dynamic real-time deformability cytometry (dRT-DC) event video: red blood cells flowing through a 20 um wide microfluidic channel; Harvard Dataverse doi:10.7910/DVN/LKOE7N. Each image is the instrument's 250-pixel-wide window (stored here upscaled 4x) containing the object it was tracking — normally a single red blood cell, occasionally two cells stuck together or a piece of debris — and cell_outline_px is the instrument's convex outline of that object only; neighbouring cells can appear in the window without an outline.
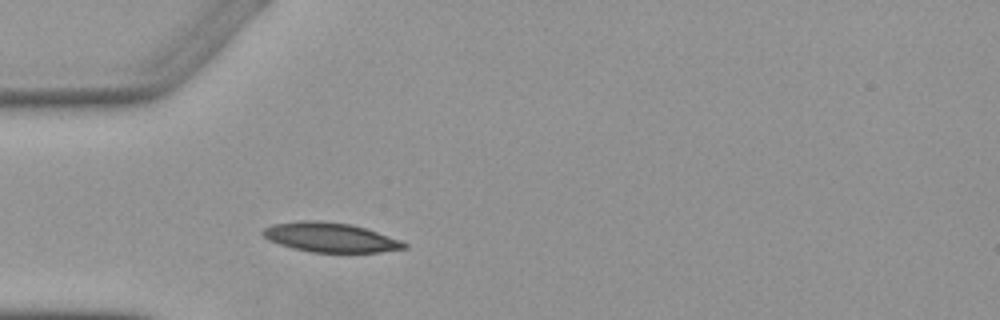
{"species": "Egyptian fruit bat (a non-hibernating species)", "species_latin": "Rousettus aegyptiacus", "temperature_condition": "warm", "stored_images_in_passage": 2, "camera_frame_rate_fps": 3000, "um_per_image_px": 0.085, "animal": {"sex": "female"}, "frame": {"image": 1, "passage_image": 2, "time_ms": 2.0, "image_size_px": [1000, 320], "cell_outline_px": [[408, 248], [380, 252], [312, 252], [292, 248], [268, 240], [260, 232], [264, 228], [272, 224], [300, 220], [320, 220], [352, 224], [400, 240], [408, 244]], "centroid_in_image_um": [28.05, 20.17], "position_along_channel_um": 57.0, "area_um2": 24.28}}